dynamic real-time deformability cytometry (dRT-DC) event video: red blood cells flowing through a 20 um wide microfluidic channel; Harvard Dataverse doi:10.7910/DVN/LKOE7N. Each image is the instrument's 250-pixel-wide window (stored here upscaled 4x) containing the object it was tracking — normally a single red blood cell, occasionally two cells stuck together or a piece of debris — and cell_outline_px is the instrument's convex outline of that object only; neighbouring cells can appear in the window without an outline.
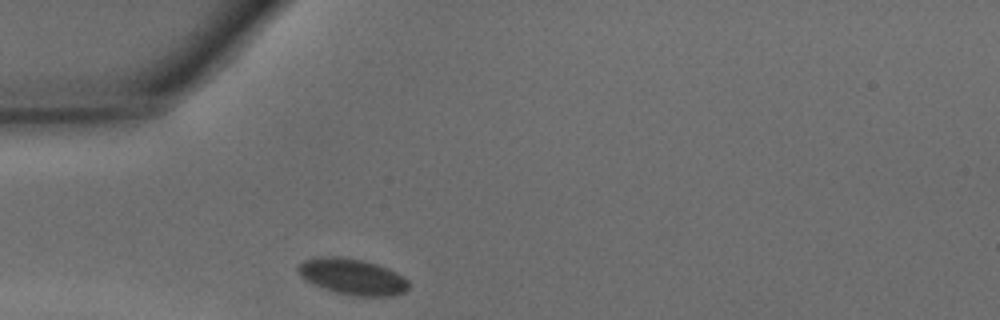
{"species": "common noctule bat (a hibernating species)", "species_latin": "Nyctalus noctula", "temperature_condition": "warm", "stored_images_in_passage": 24, "camera_frame_rate_fps": 3000, "um_per_image_px": 0.085, "animal": {"sex": "male", "body_mass_g": 15.6}, "frame": {"image": 1, "passage_image": 1, "time_ms": 0.0, "image_size_px": [1000, 320], "cell_outline_px": [[408, 288], [404, 292], [392, 296], [352, 296], [336, 292], [316, 284], [300, 276], [296, 268], [304, 260], [320, 256], [336, 256], [360, 260], [376, 264], [388, 268], [396, 272], [408, 280]], "centroid_in_image_um": [29.97, 23.51], "position_along_channel_um": 55.0, "area_um2": 22.95}}
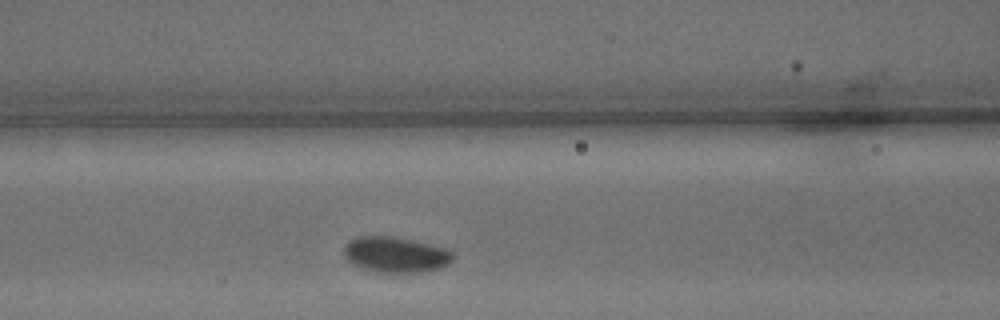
{"frame": {"image": 2, "passage_image": 7, "time_ms": 2.0, "image_size_px": [1000, 320], "cell_outline_px": [[456, 256], [448, 264], [440, 268], [420, 272], [376, 272], [360, 268], [352, 264], [344, 256], [344, 248], [348, 240], [356, 236], [392, 236], [412, 240], [444, 248], [452, 252]], "centroid_in_image_um": [33.59, 21.64], "position_along_channel_um": 133.0, "area_um2": 22.72}}
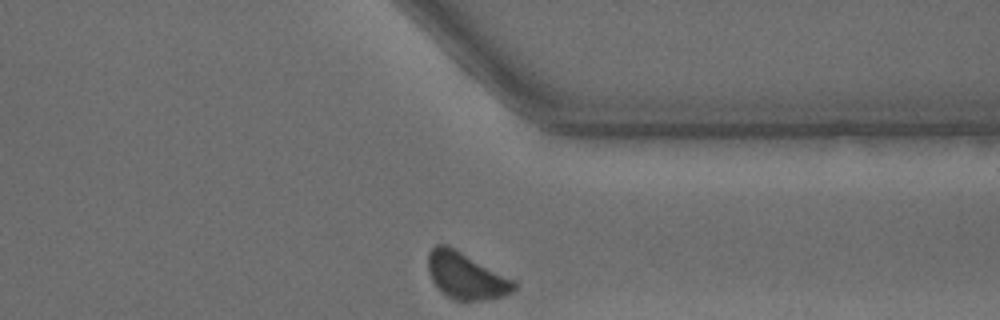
{"frame": {"image": 3, "passage_image": 24, "time_ms": 7.667, "image_size_px": [1000, 320], "cell_outline_px": [[516, 288], [512, 292], [500, 296], [480, 300], [456, 300], [440, 292], [432, 280], [428, 272], [428, 252], [436, 244], [448, 244], [516, 280]], "centroid_in_image_um": [39.6, 23.41], "position_along_channel_um": 371.8, "area_um2": 23.47}}